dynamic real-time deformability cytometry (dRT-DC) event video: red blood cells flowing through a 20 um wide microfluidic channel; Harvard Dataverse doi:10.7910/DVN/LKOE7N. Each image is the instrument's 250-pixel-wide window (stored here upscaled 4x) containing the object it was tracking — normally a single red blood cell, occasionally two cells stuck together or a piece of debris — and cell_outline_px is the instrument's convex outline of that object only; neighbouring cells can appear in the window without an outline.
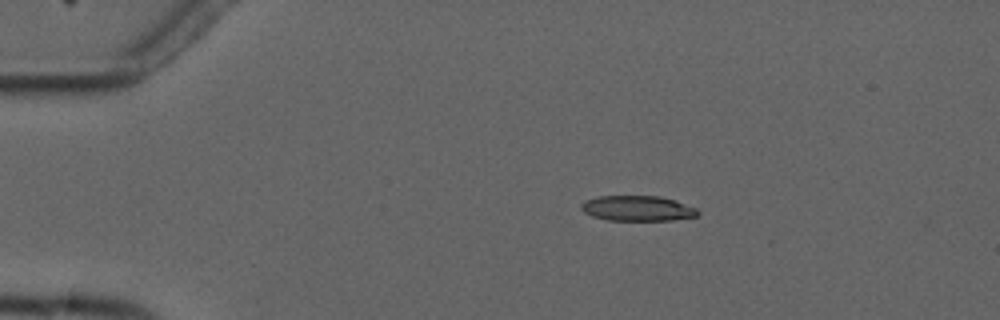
{"species": "common noctule bat (a hibernating species)", "species_latin": "Nyctalus noctula", "temperature_condition": "cold", "stored_images_in_passage": 6, "camera_frame_rate_fps": 3000, "um_per_image_px": 0.085, "animal": {"sex": "male", "forearm_length_mm": 52.5}, "frame": {"image": 1, "passage_image": 3, "time_ms": 2.333, "image_size_px": [1000, 320], "cell_outline_px": [[700, 212], [696, 216], [672, 220], [608, 220], [592, 216], [584, 212], [580, 208], [580, 204], [588, 200], [600, 196], [660, 196], [676, 200], [696, 208]], "centroid_in_image_um": [54.2, 17.71], "position_along_channel_um": 30.8, "area_um2": 17.11}}
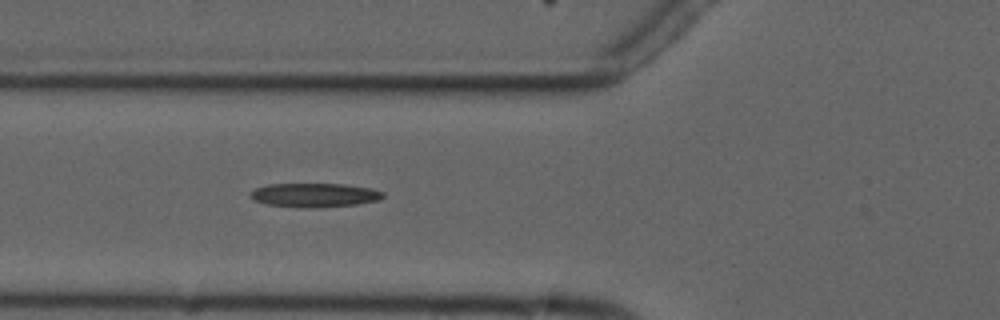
{"frame": {"image": 2, "passage_image": 6, "time_ms": 5.667, "image_size_px": [1000, 320], "cell_outline_px": [[384, 196], [380, 200], [356, 204], [316, 208], [264, 204], [252, 200], [248, 196], [256, 188], [268, 184], [344, 184], [372, 188], [384, 192]], "centroid_in_image_um": [26.74, 16.58], "position_along_channel_um": 99.1, "area_um2": 18.55}}